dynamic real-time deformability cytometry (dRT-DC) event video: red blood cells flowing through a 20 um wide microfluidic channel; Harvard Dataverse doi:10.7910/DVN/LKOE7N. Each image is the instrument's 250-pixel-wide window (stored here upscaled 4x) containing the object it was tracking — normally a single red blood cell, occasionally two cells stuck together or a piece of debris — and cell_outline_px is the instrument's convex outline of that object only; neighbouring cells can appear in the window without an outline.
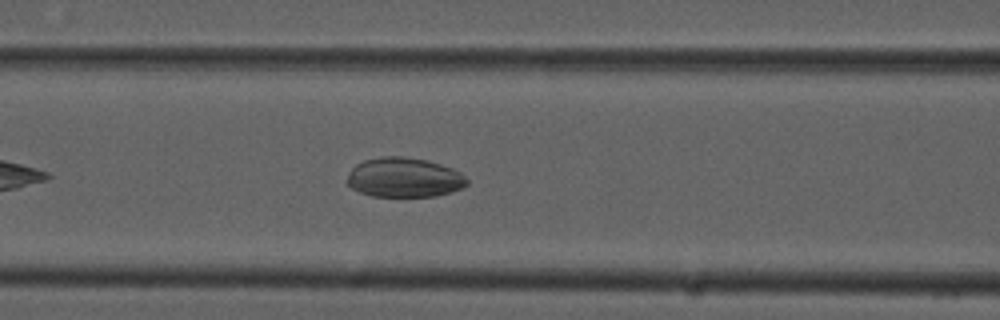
{"species": "common noctule bat (a hibernating species)", "species_latin": "Nyctalus noctula", "temperature_condition": "cold", "stored_images_in_passage": 35, "camera_frame_rate_fps": 3000, "um_per_image_px": 0.085, "animal": {"sex": "male", "forearm_length_mm": 52.5}, "frame": {"image": 1, "passage_image": 10, "time_ms": 3.0, "image_size_px": [1000, 320], "cell_outline_px": [[468, 184], [464, 188], [452, 192], [436, 196], [372, 196], [360, 192], [352, 188], [344, 180], [348, 172], [356, 164], [364, 160], [384, 156], [404, 156], [424, 160], [440, 164], [452, 168], [460, 172], [468, 180]], "centroid_in_image_um": [34.34, 15.09], "position_along_channel_um": 132.3, "area_um2": 27.86}}
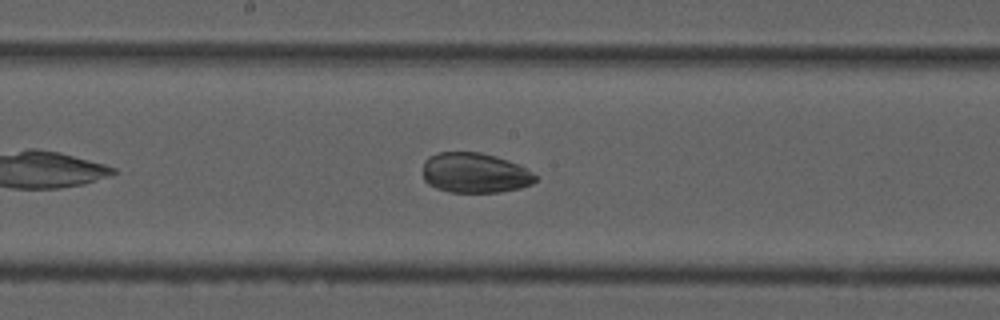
{"frame": {"image": 2, "passage_image": 16, "time_ms": 5.0, "image_size_px": [1000, 320], "cell_outline_px": [[536, 180], [532, 184], [520, 188], [500, 192], [448, 192], [436, 188], [428, 184], [424, 180], [424, 160], [428, 156], [436, 152], [480, 152], [496, 156], [520, 164], [532, 172], [536, 176]], "centroid_in_image_um": [40.36, 14.69], "position_along_channel_um": 207.8, "area_um2": 26.53}}
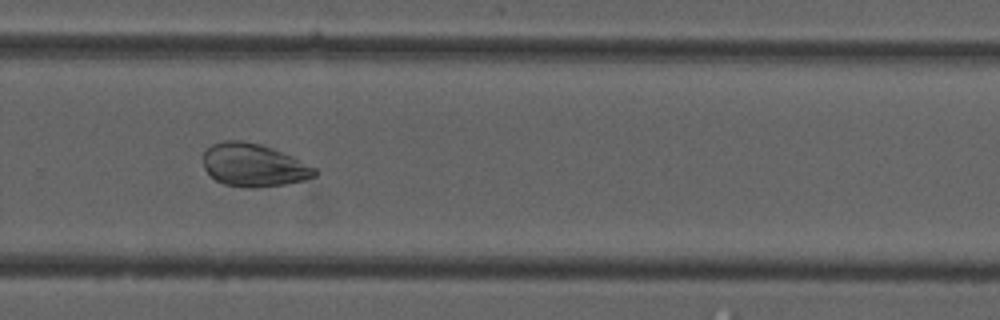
{"frame": {"image": 3, "passage_image": 24, "time_ms": 7.667, "image_size_px": [1000, 320], "cell_outline_px": [[316, 176], [304, 180], [284, 184], [252, 188], [244, 188], [224, 184], [216, 180], [204, 168], [204, 152], [212, 144], [224, 140], [244, 140], [260, 144], [272, 148], [292, 156], [316, 168]], "centroid_in_image_um": [21.56, 14.03], "position_along_channel_um": 308.2, "area_um2": 27.86}, "authors_computed_cell_mechanics": {"area_um2": 27.8596, "velocity_mm_per_s": 3.787, "shape_relaxation_time_tau1_ms": 4.7326, "shape_relaxation_time_tau2_ms": 3.3951, "deformation_change_tau1": 0.0618, "deformation_change_tau2": 0.0602}}